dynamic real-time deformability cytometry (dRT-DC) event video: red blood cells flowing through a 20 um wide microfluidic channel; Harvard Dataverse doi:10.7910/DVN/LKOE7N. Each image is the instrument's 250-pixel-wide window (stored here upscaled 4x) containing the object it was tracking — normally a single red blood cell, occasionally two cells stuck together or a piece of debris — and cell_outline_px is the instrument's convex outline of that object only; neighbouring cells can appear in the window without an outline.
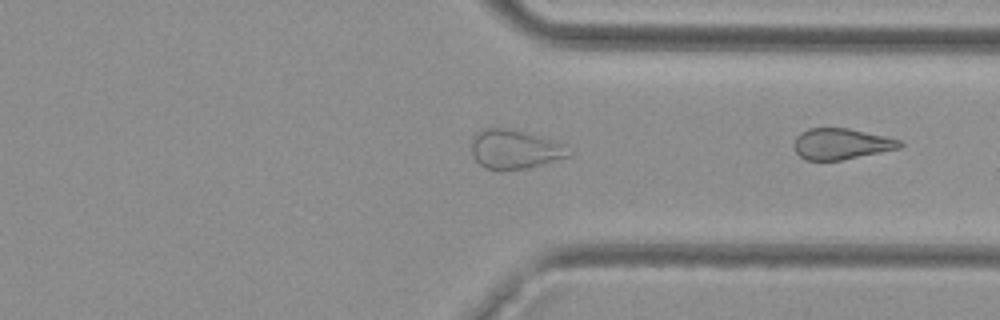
{"species": "common noctule bat (a hibernating species)", "species_latin": "Nyctalus noctula", "temperature_condition": "cold", "stored_images_in_passage": 21, "camera_frame_rate_fps": 3000, "um_per_image_px": 0.085, "animal": {"sex": "female", "body_mass_g": 29.2, "forearm_length_mm": 56.3}, "frame": {"image": 1, "passage_image": 21, "time_ms": 6.667, "image_size_px": [1000, 320], "cell_outline_px": [[904, 144], [900, 148], [840, 160], [804, 160], [796, 152], [792, 144], [796, 136], [800, 132], [808, 128], [848, 128], [884, 136], [900, 140]], "centroid_in_image_um": [71.45, 12.22], "position_along_channel_um": 339.9, "area_um2": 19.07}}